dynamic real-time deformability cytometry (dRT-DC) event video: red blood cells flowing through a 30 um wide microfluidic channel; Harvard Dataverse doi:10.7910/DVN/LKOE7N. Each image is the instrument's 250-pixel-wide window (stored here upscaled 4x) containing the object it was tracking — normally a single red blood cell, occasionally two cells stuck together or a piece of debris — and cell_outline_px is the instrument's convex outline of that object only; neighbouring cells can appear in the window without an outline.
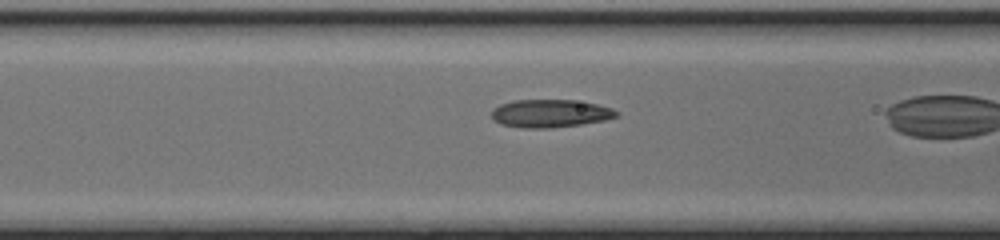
{"species": "common noctule bat (a hibernating species)", "species_latin": "Nyctalus noctula", "temperature_condition": "cold", "stored_images_in_passage": 34, "camera_frame_rate_fps": 3000, "um_per_image_px": 0.085, "animal": {"sex": "female", "body_mass_g": 17.0, "forearm_length_mm": 48.0}, "frame": {"image": 1, "passage_image": 15, "time_ms": 4.667, "image_size_px": [1000, 240], "cell_outline_px": [[620, 116], [604, 120], [580, 124], [552, 128], [524, 128], [500, 124], [492, 116], [492, 108], [500, 104], [512, 100], [572, 100], [596, 104], [612, 108], [620, 112]], "centroid_in_image_um": [46.78, 9.64], "position_along_channel_um": 119.8, "area_um2": 20.35}}